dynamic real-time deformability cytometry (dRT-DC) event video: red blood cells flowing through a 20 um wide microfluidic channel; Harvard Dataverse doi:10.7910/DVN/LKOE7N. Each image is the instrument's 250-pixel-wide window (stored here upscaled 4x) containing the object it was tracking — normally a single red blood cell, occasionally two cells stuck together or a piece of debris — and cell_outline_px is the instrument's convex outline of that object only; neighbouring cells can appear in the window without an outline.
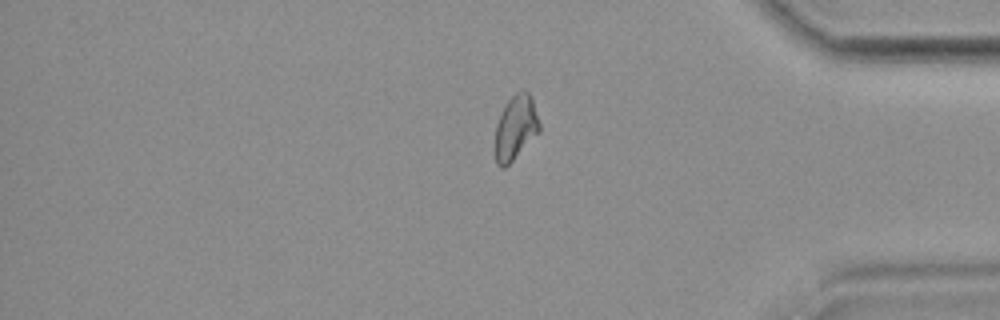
{"species": "common noctule bat (a hibernating species)", "species_latin": "Nyctalus noctula", "temperature_condition": "room temperature", "stored_images_in_passage": 34, "camera_frame_rate_fps": 3000, "um_per_image_px": 0.085, "animal": {"sex": "female", "body_mass_g": 19.9}, "frame": {"image": 1, "passage_image": 34, "time_ms": 11.0, "image_size_px": [1000, 320], "cell_outline_px": [[540, 132], [504, 168], [500, 168], [496, 164], [492, 148], [496, 124], [500, 112], [504, 104], [516, 92], [524, 88], [532, 96], [540, 124]], "centroid_in_image_um": [43.78, 10.85], "position_along_channel_um": 391.4, "area_um2": 17.34}, "authors_computed_cell_mechanics": {"area_um2": 19.5942, "velocity_mm_per_s": 3.6799, "shape_relaxation_time_tau1_ms": null, "shape_relaxation_time_tau2_ms": 2.0187, "deformation_change_tau1": null, "deformation_change_tau2": 0.0906}}